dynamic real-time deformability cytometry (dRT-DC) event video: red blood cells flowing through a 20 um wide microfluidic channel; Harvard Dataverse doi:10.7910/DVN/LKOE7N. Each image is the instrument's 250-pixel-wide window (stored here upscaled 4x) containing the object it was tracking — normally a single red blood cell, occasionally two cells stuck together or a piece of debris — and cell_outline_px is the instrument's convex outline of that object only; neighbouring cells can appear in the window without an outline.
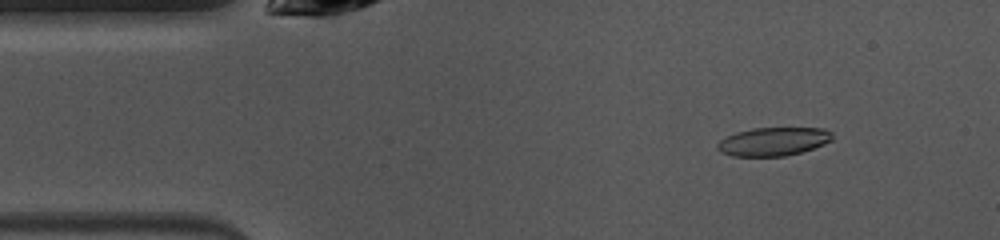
{"species": "common noctule bat (a hibernating species)", "species_latin": "Nyctalus noctula", "temperature_condition": "warm", "stored_images_in_passage": 48, "camera_frame_rate_fps": 3000, "um_per_image_px": 0.085, "animal": {"sex": "female", "body_mass_g": 10.0, "forearm_length_mm": 53.1}, "frame": {"image": 1, "passage_image": 5, "time_ms": 1.333, "image_size_px": [1000, 240], "cell_outline_px": [[832, 140], [824, 144], [800, 152], [784, 156], [732, 156], [720, 152], [716, 148], [716, 144], [720, 140], [736, 132], [752, 128], [824, 128], [832, 132]], "centroid_in_image_um": [65.71, 12.03], "position_along_channel_um": 19.3, "area_um2": 19.02}}
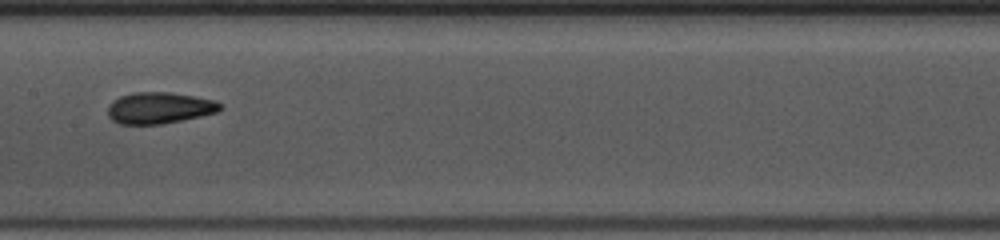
{"frame": {"image": 2, "passage_image": 22, "time_ms": 7.0, "image_size_px": [1000, 240], "cell_outline_px": [[220, 108], [216, 112], [200, 116], [164, 124], [120, 124], [112, 120], [108, 116], [108, 104], [112, 100], [120, 96], [136, 92], [168, 92], [216, 100], [220, 104]], "centroid_in_image_um": [13.49, 9.17], "position_along_channel_um": 193.9, "area_um2": 20.46}}
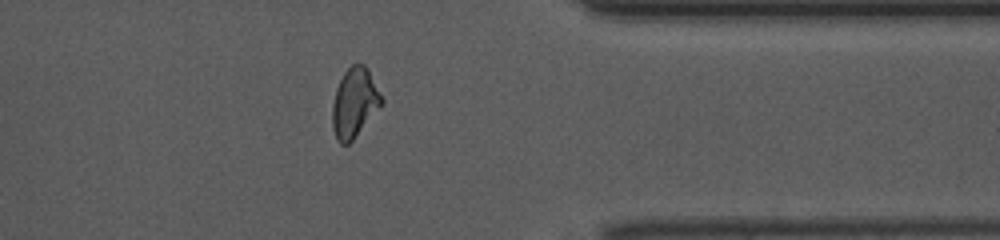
{"frame": {"image": 3, "passage_image": 37, "time_ms": 12.0, "image_size_px": [1000, 240], "cell_outline_px": [[384, 104], [352, 140], [348, 144], [340, 144], [336, 140], [332, 128], [332, 104], [336, 88], [344, 72], [352, 64], [364, 64], [384, 100]], "centroid_in_image_um": [30.12, 8.77], "position_along_channel_um": 381.3, "area_um2": 19.88}, "authors_computed_cell_mechanics": {"area_um2": 20.2878, "velocity_mm_per_s": 4.0428, "shape_relaxation_time_tau1_ms": 4.8714, "shape_relaxation_time_tau2_ms": 2.1684, "deformation_change_tau1": 0.1725, "deformation_change_tau2": 0.0956}}